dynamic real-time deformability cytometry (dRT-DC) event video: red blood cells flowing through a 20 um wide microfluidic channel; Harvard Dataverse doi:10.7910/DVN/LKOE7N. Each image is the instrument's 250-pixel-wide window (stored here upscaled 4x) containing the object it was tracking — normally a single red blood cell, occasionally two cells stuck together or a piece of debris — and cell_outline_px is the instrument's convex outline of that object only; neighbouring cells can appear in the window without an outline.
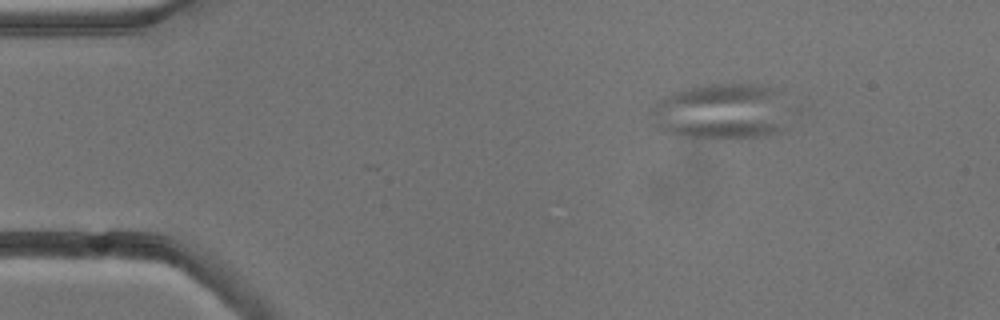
{"species": "common noctule bat (a hibernating species)", "species_latin": "Nyctalus noctula", "temperature_condition": "cold", "stored_images_in_passage": 5, "camera_frame_rate_fps": 3000, "um_per_image_px": 0.085, "animal": {"sex": "male", "body_mass_g": 13.3}, "frame": {"image": 1, "passage_image": 3, "time_ms": 2.333, "image_size_px": [1000, 320], "cell_outline_px": [[780, 128], [776, 132], [756, 136], [720, 140], [688, 136], [668, 132], [660, 124], [656, 112], [656, 104], [676, 92], [692, 88], [712, 84], [752, 84], [772, 88], [776, 92]], "centroid_in_image_um": [61.27, 9.49], "position_along_channel_um": 23.7, "area_um2": 41.62}}